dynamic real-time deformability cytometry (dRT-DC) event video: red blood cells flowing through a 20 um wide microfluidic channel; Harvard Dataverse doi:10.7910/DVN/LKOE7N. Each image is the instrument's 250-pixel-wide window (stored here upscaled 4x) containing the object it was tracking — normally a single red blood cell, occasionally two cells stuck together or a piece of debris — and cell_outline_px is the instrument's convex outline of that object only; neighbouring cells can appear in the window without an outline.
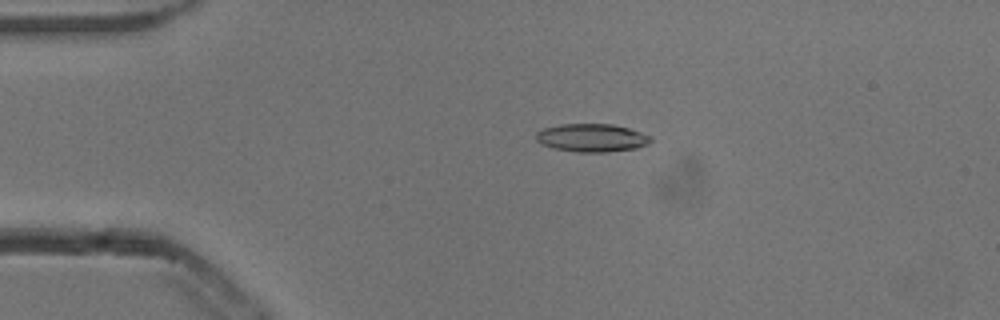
{"species": "common noctule bat (a hibernating species)", "species_latin": "Nyctalus noctula", "temperature_condition": "cold", "stored_images_in_passage": 45, "camera_frame_rate_fps": 3000, "um_per_image_px": 0.085, "animal": {"sex": "male", "body_mass_g": 13.3}, "frame": {"image": 1, "passage_image": 3, "time_ms": 0.667, "image_size_px": [1000, 320], "cell_outline_px": [[652, 140], [648, 144], [636, 148], [604, 152], [580, 152], [556, 148], [544, 144], [536, 140], [536, 132], [544, 128], [560, 124], [612, 124], [628, 128], [640, 132], [648, 136]], "centroid_in_image_um": [50.3, 11.7], "position_along_channel_um": 34.7, "area_um2": 18.44}}
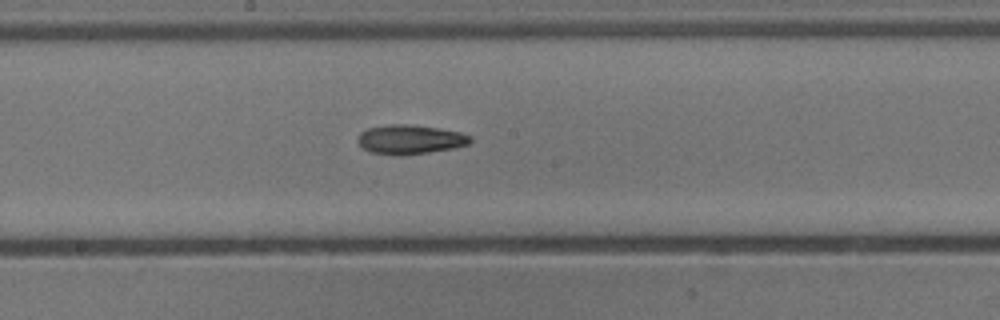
{"frame": {"image": 2, "passage_image": 20, "time_ms": 6.333, "image_size_px": [1000, 320], "cell_outline_px": [[472, 140], [468, 144], [452, 148], [428, 152], [372, 152], [364, 148], [360, 144], [360, 132], [368, 128], [392, 124], [408, 124], [440, 128], [460, 132], [472, 136]], "centroid_in_image_um": [34.94, 11.79], "position_along_channel_um": 213.3, "area_um2": 18.15}}
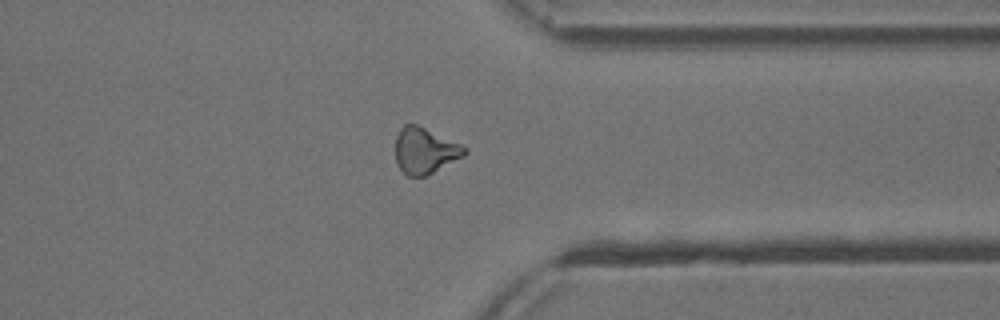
{"frame": {"image": 3, "passage_image": 33, "time_ms": 10.667, "image_size_px": [1000, 320], "cell_outline_px": [[468, 152], [464, 156], [424, 176], [408, 176], [400, 168], [396, 160], [396, 136], [400, 128], [404, 124], [416, 124], [460, 144], [468, 148]], "centroid_in_image_um": [36.11, 12.79], "position_along_channel_um": 375.3, "area_um2": 18.21}, "authors_computed_cell_mechanics": {"area_um2": 18.4382, "velocity_mm_per_s": 3.8443, "shape_relaxation_time_tau1_ms": 6.0272, "shape_relaxation_time_tau2_ms": 8.7832, "deformation_change_tau1": 0.1517, "deformation_change_tau2": 0.2179}}